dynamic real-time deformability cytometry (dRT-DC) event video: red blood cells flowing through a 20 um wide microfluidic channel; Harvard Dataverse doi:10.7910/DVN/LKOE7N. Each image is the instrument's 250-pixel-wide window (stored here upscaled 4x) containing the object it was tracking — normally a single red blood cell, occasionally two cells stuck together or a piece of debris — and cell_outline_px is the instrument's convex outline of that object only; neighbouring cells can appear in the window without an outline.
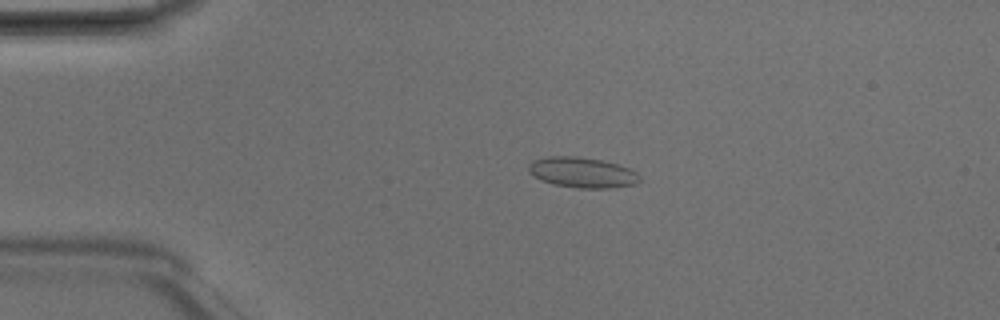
{"species": "Egyptian fruit bat (a non-hibernating species)", "species_latin": "Rousettus aegyptiacus", "temperature_condition": "room temperature", "stored_images_in_passage": 5, "camera_frame_rate_fps": 3000, "um_per_image_px": 0.085, "animal": {"sex": "male"}, "frame": {"image": 1, "passage_image": 4, "time_ms": 1.0, "image_size_px": [1000, 320], "cell_outline_px": [[640, 180], [636, 184], [612, 188], [576, 188], [552, 184], [540, 180], [532, 176], [528, 172], [528, 164], [532, 160], [548, 156], [572, 156], [604, 160], [632, 168], [640, 176]], "centroid_in_image_um": [49.48, 14.66], "position_along_channel_um": 35.5, "area_um2": 20.11}}